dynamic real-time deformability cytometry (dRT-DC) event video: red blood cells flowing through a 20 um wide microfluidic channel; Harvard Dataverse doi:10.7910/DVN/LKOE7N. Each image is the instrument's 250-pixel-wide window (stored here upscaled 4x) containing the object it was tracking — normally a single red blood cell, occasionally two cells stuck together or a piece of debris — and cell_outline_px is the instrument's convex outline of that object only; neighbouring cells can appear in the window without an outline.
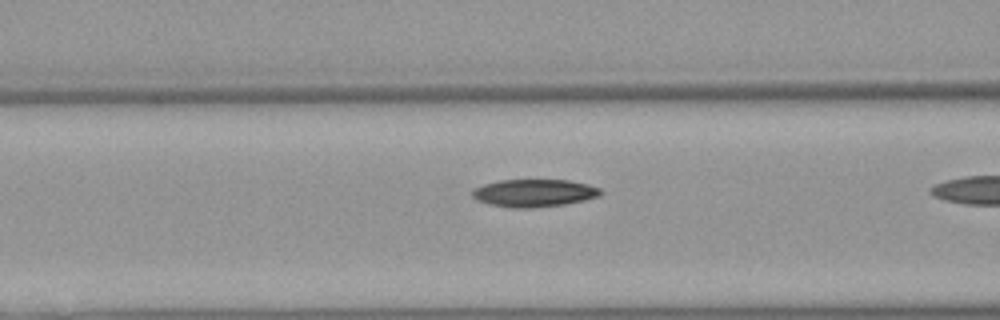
{"species": "Egyptian fruit bat (a non-hibernating species)", "species_latin": "Rousettus aegyptiacus", "temperature_condition": "warm", "stored_images_in_passage": 22, "camera_frame_rate_fps": 3000, "um_per_image_px": 0.085, "animal": {"sex": "female"}, "frame": {"image": 1, "passage_image": 18, "time_ms": 5.667, "image_size_px": [1000, 320], "cell_outline_px": [[604, 192], [600, 196], [584, 200], [564, 204], [532, 208], [512, 208], [488, 204], [476, 200], [472, 196], [472, 192], [476, 188], [484, 184], [500, 180], [568, 180], [588, 184], [600, 188]], "centroid_in_image_um": [45.42, 16.41], "position_along_channel_um": 121.2, "area_um2": 20.69}}
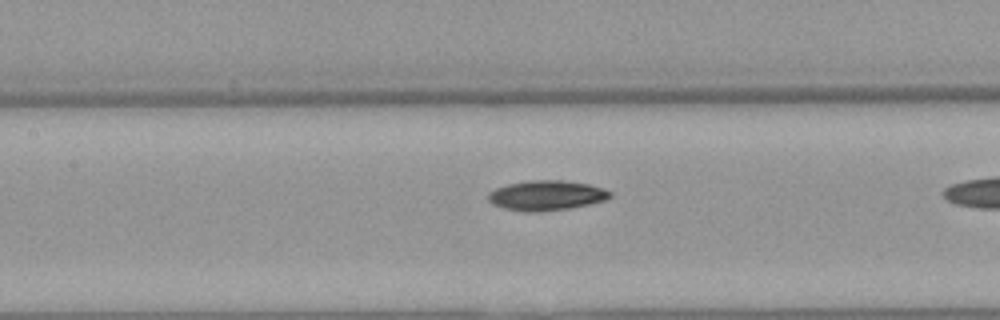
{"frame": {"image": 2, "passage_image": 21, "time_ms": 6.667, "image_size_px": [1000, 320], "cell_outline_px": [[612, 196], [604, 200], [588, 204], [568, 208], [540, 212], [524, 212], [504, 208], [492, 204], [488, 200], [488, 192], [496, 188], [508, 184], [528, 180], [564, 180], [588, 184], [604, 188], [612, 192]], "centroid_in_image_um": [46.43, 16.61], "position_along_channel_um": 161.0, "area_um2": 21.33}}